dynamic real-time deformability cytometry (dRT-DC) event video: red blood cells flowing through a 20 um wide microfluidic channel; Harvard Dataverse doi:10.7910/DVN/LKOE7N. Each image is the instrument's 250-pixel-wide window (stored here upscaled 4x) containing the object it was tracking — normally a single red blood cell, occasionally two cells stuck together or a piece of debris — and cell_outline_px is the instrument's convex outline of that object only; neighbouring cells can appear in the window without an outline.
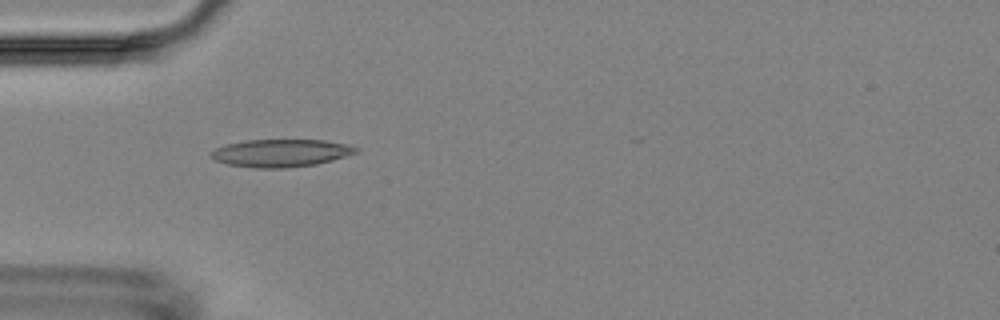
{"species": "Egyptian fruit bat (a non-hibernating species)", "species_latin": "Rousettus aegyptiacus", "temperature_condition": "room temperature", "stored_images_in_passage": 4, "camera_frame_rate_fps": 3000, "um_per_image_px": 0.085, "animal": {"sex": "female"}, "frame": {"image": 1, "passage_image": 3, "time_ms": 2.333, "image_size_px": [1000, 320], "cell_outline_px": [[360, 148], [356, 152], [332, 160], [316, 164], [288, 168], [256, 168], [228, 164], [216, 160], [208, 152], [216, 148], [228, 144], [248, 140], [324, 140], [348, 144]], "centroid_in_image_um": [23.89, 13.01], "position_along_channel_um": 61.1, "area_um2": 23.18}}